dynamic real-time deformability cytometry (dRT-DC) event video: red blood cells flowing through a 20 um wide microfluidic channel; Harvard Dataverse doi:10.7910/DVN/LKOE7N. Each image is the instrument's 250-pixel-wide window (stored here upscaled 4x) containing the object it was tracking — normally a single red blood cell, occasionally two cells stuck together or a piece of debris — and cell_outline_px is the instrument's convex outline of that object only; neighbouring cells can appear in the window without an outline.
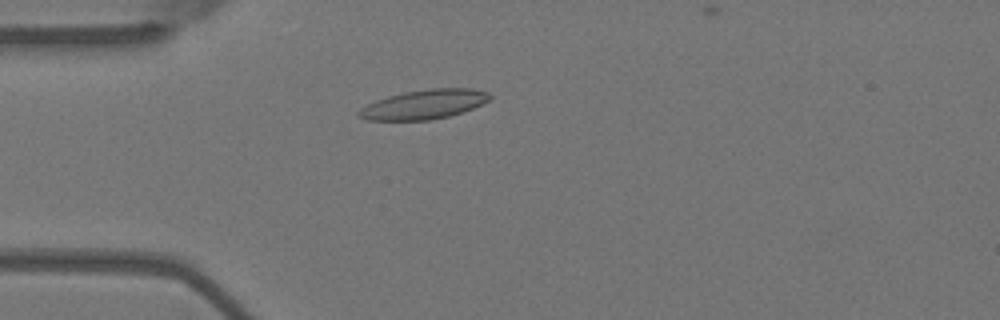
{"species": "Egyptian fruit bat (a non-hibernating species)", "species_latin": "Rousettus aegyptiacus", "temperature_condition": "warm", "stored_images_in_passage": 55, "camera_frame_rate_fps": 3000, "um_per_image_px": 0.085, "animal": {"sex": "female"}, "frame": {"image": 1, "passage_image": 15, "time_ms": 4.667, "image_size_px": [1000, 320], "cell_outline_px": [[492, 96], [488, 100], [472, 108], [448, 116], [428, 120], [368, 120], [356, 116], [356, 112], [360, 108], [376, 100], [388, 96], [404, 92], [432, 88], [472, 88], [488, 92]], "centroid_in_image_um": [36.0, 8.87], "position_along_channel_um": 49.0, "area_um2": 22.25}}
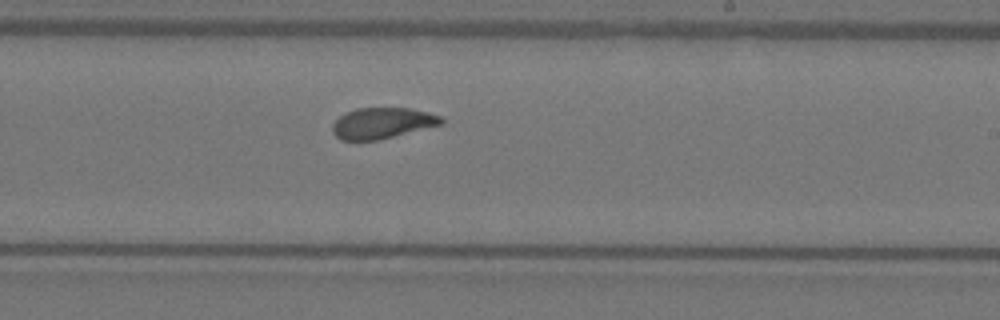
{"frame": {"image": 2, "passage_image": 33, "time_ms": 10.667, "image_size_px": [1000, 320], "cell_outline_px": [[444, 120], [440, 124], [376, 140], [340, 140], [332, 132], [332, 124], [344, 112], [356, 108], [412, 108], [428, 112], [440, 116]], "centroid_in_image_um": [32.43, 10.45], "position_along_channel_um": 256.6, "area_um2": 19.36}}
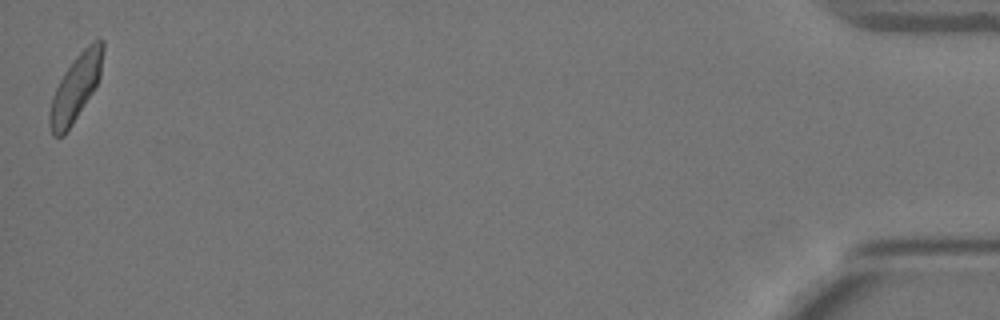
{"frame": {"image": 3, "passage_image": 55, "time_ms": 18.0, "image_size_px": [1000, 320], "cell_outline_px": [[104, 48], [100, 76], [92, 92], [72, 124], [64, 136], [52, 136], [48, 124], [48, 112], [52, 96], [64, 72], [72, 60], [88, 44], [96, 40], [104, 40]], "centroid_in_image_um": [6.4, 7.47], "position_along_channel_um": 428.8, "area_um2": 20.46}, "authors_computed_cell_mechanics": {"area_um2": 20.5768, "velocity_mm_per_s": 3.6561, "shape_relaxation_time_tau1_ms": 4.0537, "shape_relaxation_time_tau2_ms": 1.5808, "deformation_change_tau1": 0.1349, "deformation_change_tau2": 0.0802}}